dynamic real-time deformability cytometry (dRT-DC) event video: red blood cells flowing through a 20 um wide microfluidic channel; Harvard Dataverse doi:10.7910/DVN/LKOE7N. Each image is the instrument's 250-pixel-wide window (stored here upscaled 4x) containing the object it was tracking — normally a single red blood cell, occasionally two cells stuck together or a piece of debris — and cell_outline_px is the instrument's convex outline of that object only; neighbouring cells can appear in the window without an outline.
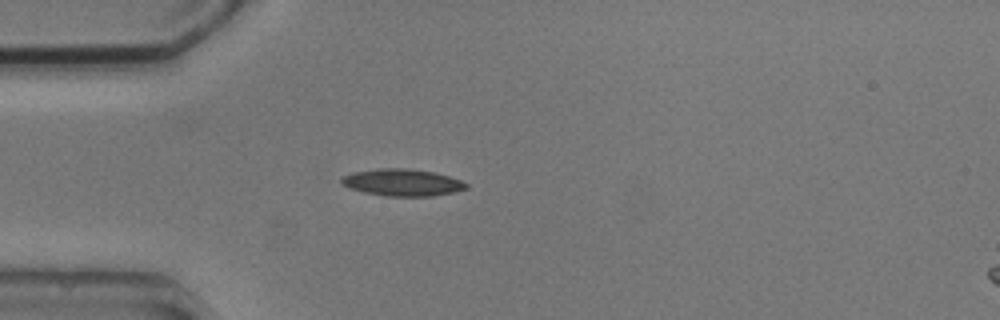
{"species": "common noctule bat (a hibernating species)", "species_latin": "Nyctalus noctula", "temperature_condition": "cold", "stored_images_in_passage": 3, "camera_frame_rate_fps": 3000, "um_per_image_px": 0.085, "animal": {"sex": "male", "body_mass_g": 20.5, "forearm_length_mm": 52.5}, "frame": {"image": 1, "passage_image": 1, "time_ms": 0.0, "image_size_px": [1000, 320], "cell_outline_px": [[468, 188], [452, 192], [432, 196], [384, 196], [364, 192], [348, 188], [340, 184], [340, 180], [344, 176], [352, 172], [380, 168], [408, 168], [432, 172], [448, 176], [460, 180], [468, 184]], "centroid_in_image_um": [34.15, 15.51], "position_along_channel_um": 50.8, "area_um2": 19.59}}